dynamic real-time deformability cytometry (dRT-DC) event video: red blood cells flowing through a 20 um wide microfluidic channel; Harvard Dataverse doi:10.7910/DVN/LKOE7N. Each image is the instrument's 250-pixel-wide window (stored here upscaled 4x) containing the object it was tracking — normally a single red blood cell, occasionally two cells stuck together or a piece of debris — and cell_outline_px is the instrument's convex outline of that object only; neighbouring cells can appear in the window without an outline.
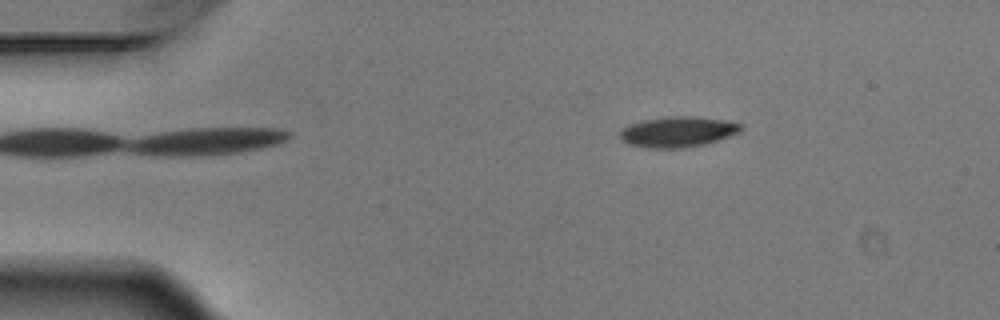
{"species": "Egyptian fruit bat (a non-hibernating species)", "species_latin": "Rousettus aegyptiacus", "temperature_condition": "warm", "stored_images_in_passage": 5, "camera_frame_rate_fps": 3000, "um_per_image_px": 0.085, "animal": {"sex": "male"}, "frame": {"image": 1, "passage_image": 3, "time_ms": 0.667, "image_size_px": [1000, 320], "cell_outline_px": [[744, 128], [740, 132], [704, 144], [684, 148], [644, 148], [628, 144], [620, 140], [620, 132], [628, 124], [644, 120], [668, 116], [696, 116], [720, 120], [740, 124]], "centroid_in_image_um": [57.56, 11.21], "position_along_channel_um": 27.4, "area_um2": 21.44}}